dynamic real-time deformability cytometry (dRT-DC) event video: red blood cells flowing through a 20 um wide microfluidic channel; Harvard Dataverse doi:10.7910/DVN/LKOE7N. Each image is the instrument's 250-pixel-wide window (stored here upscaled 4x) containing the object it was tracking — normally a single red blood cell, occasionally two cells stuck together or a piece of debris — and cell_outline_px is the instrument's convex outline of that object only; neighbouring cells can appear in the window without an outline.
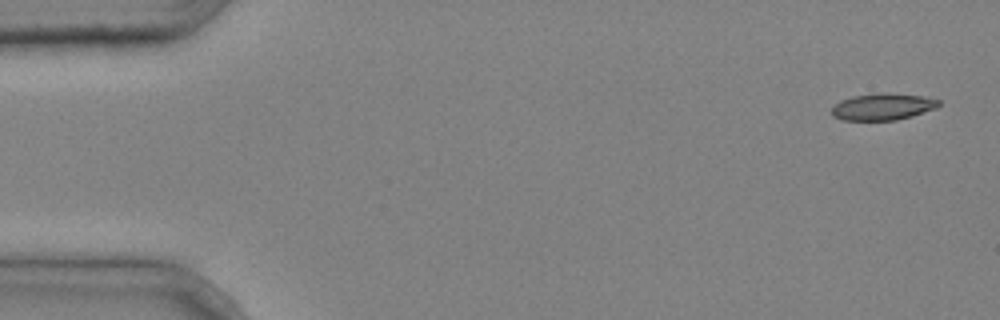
{"species": "common noctule bat (a hibernating species)", "species_latin": "Nyctalus noctula", "temperature_condition": "cold", "stored_images_in_passage": 3, "camera_frame_rate_fps": 3000, "um_per_image_px": 0.085, "animal": {"sex": "male", "body_mass_g": 20.4}, "frame": {"image": 1, "passage_image": 1, "time_ms": 0.0, "image_size_px": [1000, 320], "cell_outline_px": [[940, 104], [936, 108], [912, 116], [896, 120], [840, 120], [832, 116], [832, 108], [840, 100], [852, 96], [876, 92], [884, 92], [924, 96], [940, 100]], "centroid_in_image_um": [75.02, 9.06], "position_along_channel_um": 10.0, "area_um2": 16.88}}
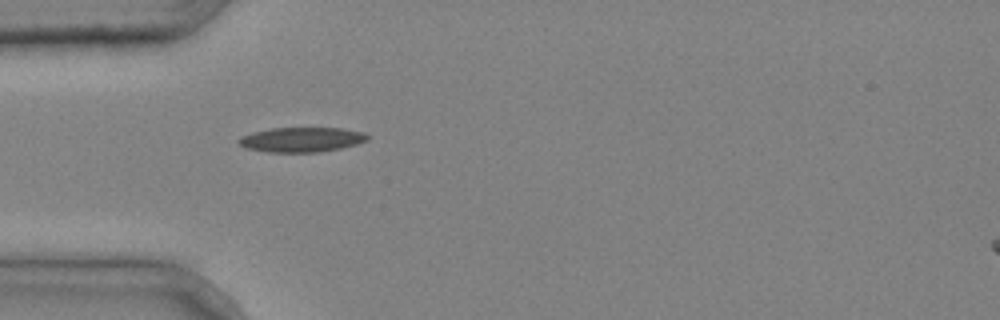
{"frame": {"image": 2, "passage_image": 3, "time_ms": 0.667, "image_size_px": [1000, 320], "cell_outline_px": [[368, 140], [356, 144], [340, 148], [316, 152], [268, 152], [244, 148], [236, 140], [240, 136], [252, 132], [272, 128], [340, 128], [364, 132], [368, 136]], "centroid_in_image_um": [25.59, 11.86], "position_along_channel_um": 59.4, "area_um2": 18.55}}